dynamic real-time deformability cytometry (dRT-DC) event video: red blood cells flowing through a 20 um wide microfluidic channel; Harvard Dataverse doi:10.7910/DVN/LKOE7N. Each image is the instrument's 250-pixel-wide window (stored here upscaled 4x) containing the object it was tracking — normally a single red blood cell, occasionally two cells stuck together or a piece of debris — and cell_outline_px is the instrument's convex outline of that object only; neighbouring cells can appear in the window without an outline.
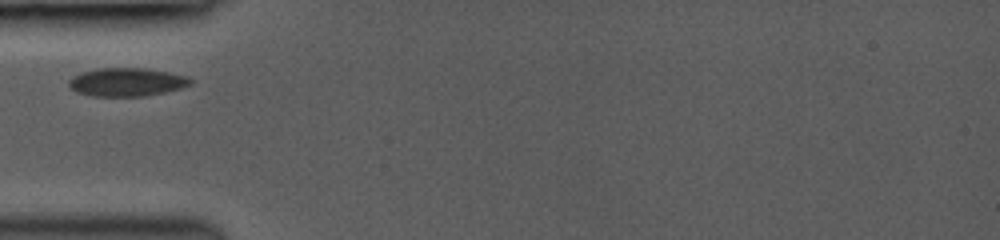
{"species": "common noctule bat (a hibernating species)", "species_latin": "Nyctalus noctula", "temperature_condition": "room temperature", "stored_images_in_passage": 59, "camera_frame_rate_fps": 3000, "um_per_image_px": 0.085, "animal": {"sex": "female", "body_mass_g": 19.0, "forearm_length_mm": 53.3}, "frame": {"image": 1, "passage_image": 1, "time_ms": 0.0, "image_size_px": [1000, 240], "cell_outline_px": [[192, 84], [180, 88], [164, 92], [144, 96], [92, 96], [76, 92], [68, 84], [68, 80], [72, 76], [80, 72], [100, 68], [144, 68], [168, 72], [188, 76], [192, 80]], "centroid_in_image_um": [10.76, 6.97], "position_along_channel_um": 74.2, "area_um2": 20.11}}
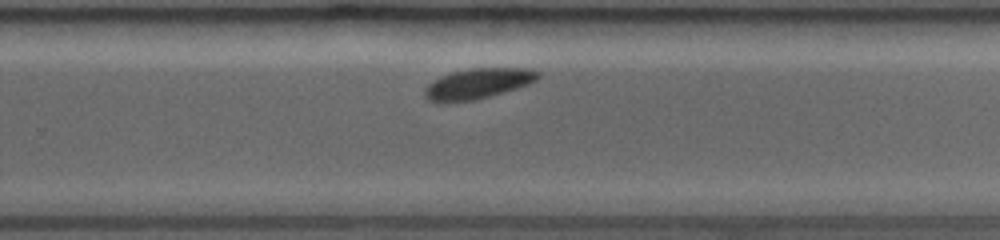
{"frame": {"image": 2, "passage_image": 41, "time_ms": 5.333, "image_size_px": [1000, 240], "cell_outline_px": [[540, 76], [536, 80], [528, 84], [516, 88], [488, 96], [472, 100], [436, 104], [428, 100], [424, 96], [424, 88], [428, 84], [440, 76], [452, 72], [472, 68], [532, 68], [540, 72]], "centroid_in_image_um": [40.57, 7.11], "position_along_channel_um": 289.2, "area_um2": 20.17}}
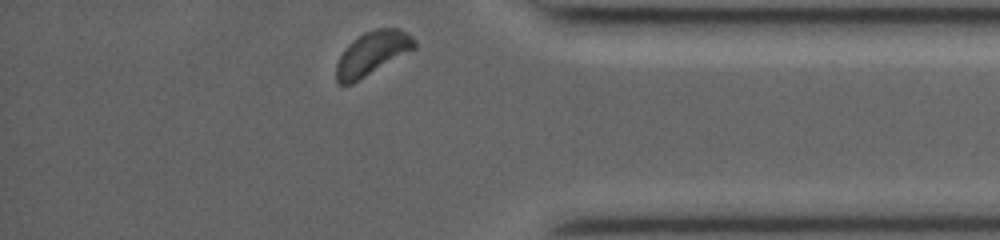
{"frame": {"image": 3, "passage_image": 59, "time_ms": 8.333, "image_size_px": [1000, 240], "cell_outline_px": [[416, 48], [352, 84], [340, 84], [336, 80], [336, 64], [340, 56], [348, 44], [364, 32], [376, 28], [400, 28], [408, 32], [416, 40]], "centroid_in_image_um": [31.66, 4.51], "position_along_channel_um": 403.5, "area_um2": 19.88}}